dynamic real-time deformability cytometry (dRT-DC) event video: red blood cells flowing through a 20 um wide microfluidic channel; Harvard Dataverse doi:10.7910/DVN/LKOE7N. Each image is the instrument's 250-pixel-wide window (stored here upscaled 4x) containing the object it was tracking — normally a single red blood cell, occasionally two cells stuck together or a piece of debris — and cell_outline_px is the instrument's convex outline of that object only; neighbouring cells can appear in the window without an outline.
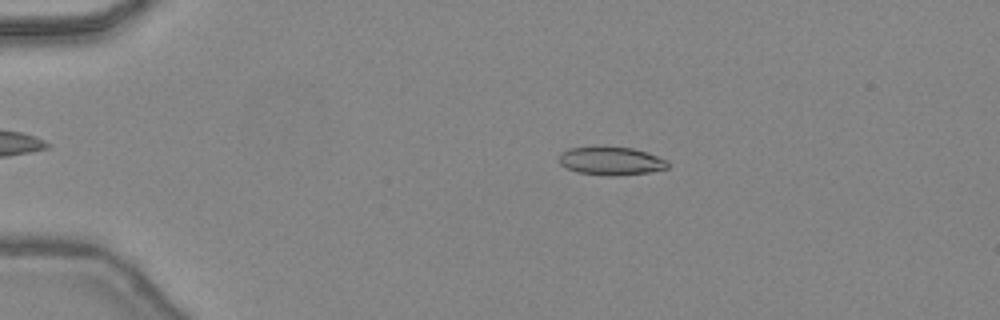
{"species": "common noctule bat (a hibernating species)", "species_latin": "Nyctalus noctula", "temperature_condition": "warm", "stored_images_in_passage": 47, "camera_frame_rate_fps": 3000, "um_per_image_px": 0.085, "animal": {"sex": "female", "body_mass_g": 24.6, "forearm_length_mm": 56.2}, "frame": {"image": 1, "passage_image": 10, "time_ms": 3.0, "image_size_px": [1000, 320], "cell_outline_px": [[668, 168], [648, 172], [612, 176], [608, 176], [576, 172], [560, 164], [556, 160], [556, 156], [560, 152], [568, 148], [600, 144], [632, 148], [648, 152], [668, 160]], "centroid_in_image_um": [51.86, 13.63], "position_along_channel_um": 33.1, "area_um2": 18.73}}
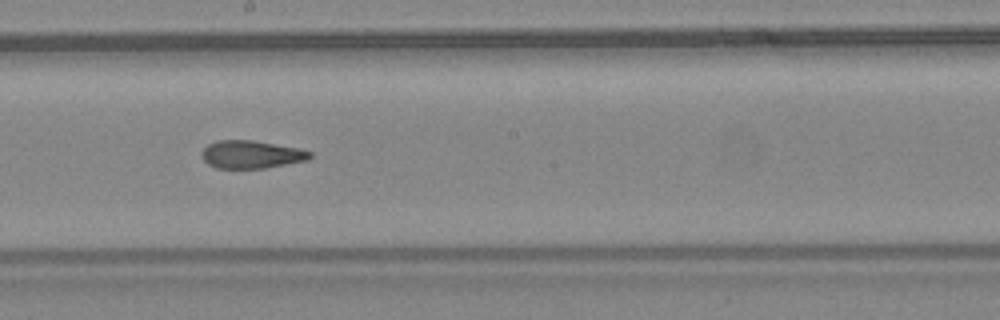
{"frame": {"image": 2, "passage_image": 27, "time_ms": 8.667, "image_size_px": [1000, 320], "cell_outline_px": [[312, 156], [308, 160], [264, 168], [216, 168], [208, 164], [200, 156], [200, 152], [208, 144], [216, 140], [252, 140], [300, 148], [312, 152]], "centroid_in_image_um": [21.34, 13.12], "position_along_channel_um": 226.9, "area_um2": 17.69}}
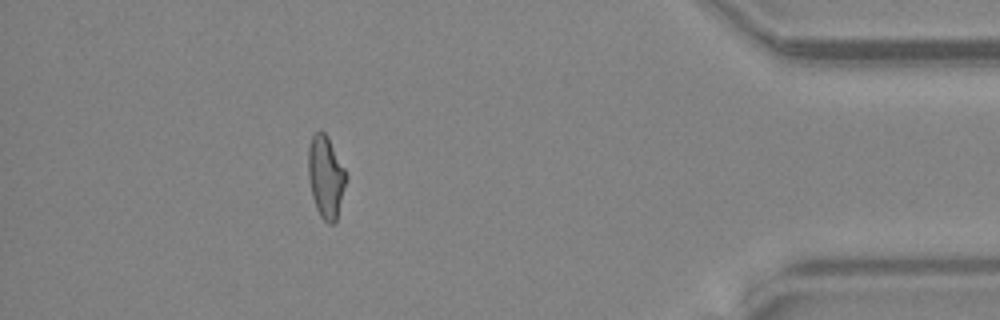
{"frame": {"image": 3, "passage_image": 42, "time_ms": 13.667, "image_size_px": [1000, 320], "cell_outline_px": [[348, 176], [336, 220], [332, 224], [328, 224], [320, 216], [316, 208], [312, 196], [308, 176], [308, 148], [312, 136], [320, 128], [328, 136]], "centroid_in_image_um": [27.69, 15.01], "position_along_channel_um": 407.5, "area_um2": 18.21}, "authors_computed_cell_mechanics": {"area_um2": 18.3226, "velocity_mm_per_s": 4.5031, "shape_relaxation_time_tau1_ms": 9.2217, "shape_relaxation_time_tau2_ms": 1.3969, "deformation_change_tau1": 0.2425, "deformation_change_tau2": 0.0905}}